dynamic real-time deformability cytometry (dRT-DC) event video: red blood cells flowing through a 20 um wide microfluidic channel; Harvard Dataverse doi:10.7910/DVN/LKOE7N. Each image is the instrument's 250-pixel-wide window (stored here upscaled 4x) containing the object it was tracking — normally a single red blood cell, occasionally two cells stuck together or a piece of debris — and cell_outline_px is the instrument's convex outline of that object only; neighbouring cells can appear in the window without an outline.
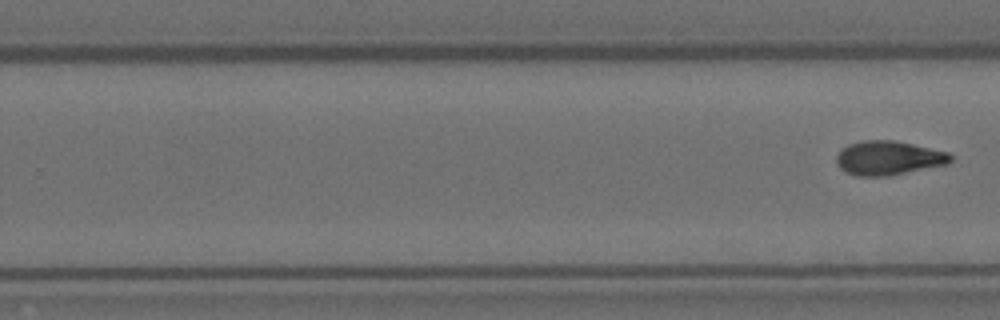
{"species": "Egyptian fruit bat (a non-hibernating species)", "species_latin": "Rousettus aegyptiacus", "temperature_condition": "room temperature", "stored_images_in_passage": 8, "segment_of_instrument_passage": [2, 2], "camera_frame_rate_fps": 3000, "um_per_image_px": 0.085, "animal": {"sex": "female"}, "frame": {"image": 1, "passage_image": 8, "time_ms": 2.333, "image_size_px": [1000, 320], "cell_outline_px": [[952, 160], [948, 164], [888, 176], [856, 176], [844, 172], [840, 168], [836, 160], [836, 156], [848, 144], [864, 140], [892, 140], [912, 144], [948, 152], [952, 156]], "centroid_in_image_um": [75.52, 13.44], "position_along_channel_um": 254.3, "area_um2": 22.6}}